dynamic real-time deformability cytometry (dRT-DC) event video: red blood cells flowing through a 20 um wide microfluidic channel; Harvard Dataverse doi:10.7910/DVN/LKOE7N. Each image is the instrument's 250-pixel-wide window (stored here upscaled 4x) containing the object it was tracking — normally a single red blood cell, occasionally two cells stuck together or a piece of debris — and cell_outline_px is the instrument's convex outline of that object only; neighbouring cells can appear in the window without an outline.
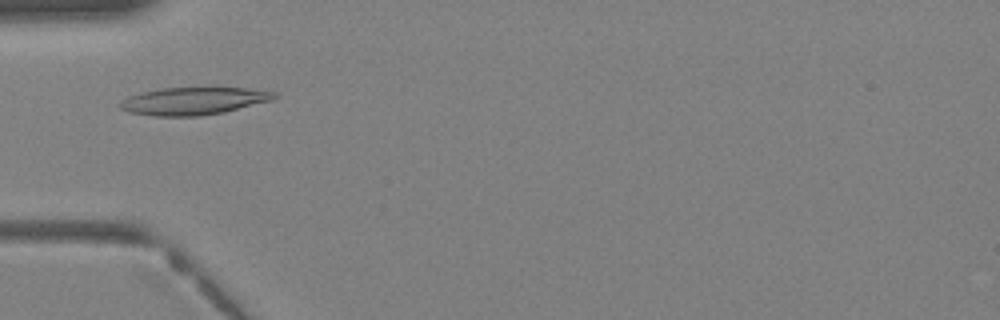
{"species": "Egyptian fruit bat (a non-hibernating species)", "species_latin": "Rousettus aegyptiacus", "temperature_condition": "warm", "stored_images_in_passage": 20, "camera_frame_rate_fps": 3000, "um_per_image_px": 0.085, "animal": {"sex": "female"}, "frame": {"image": 1, "passage_image": 1, "time_ms": 0.0, "image_size_px": [1000, 320], "cell_outline_px": [[280, 96], [272, 100], [224, 112], [196, 116], [156, 116], [128, 112], [120, 108], [120, 104], [128, 96], [160, 88], [244, 88], [280, 92]], "centroid_in_image_um": [16.51, 8.58], "position_along_channel_um": 68.5, "area_um2": 24.57}}
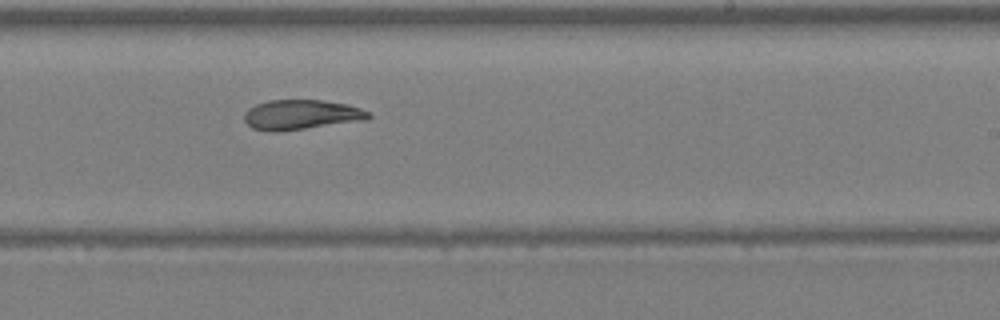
{"frame": {"image": 2, "passage_image": 12, "time_ms": 3.667, "image_size_px": [1000, 320], "cell_outline_px": [[372, 116], [368, 120], [276, 132], [272, 132], [252, 128], [244, 120], [244, 112], [248, 108], [256, 104], [268, 100], [324, 100], [344, 104], [360, 108], [368, 112]], "centroid_in_image_um": [25.59, 9.75], "position_along_channel_um": 263.4, "area_um2": 21.68}}
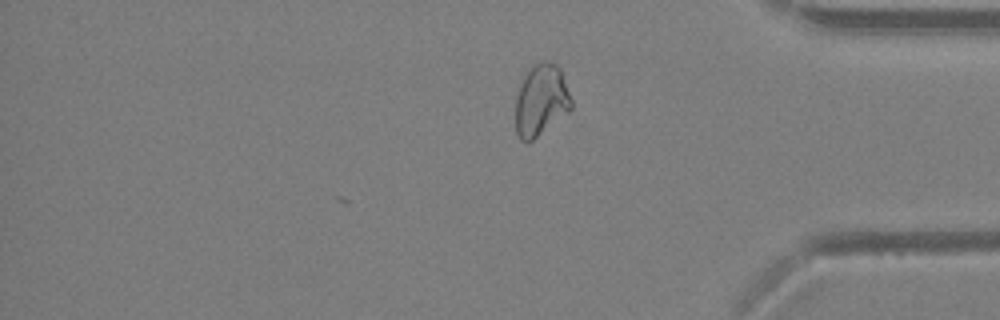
{"frame": {"image": 3, "passage_image": 20, "time_ms": 6.333, "image_size_px": [1000, 320], "cell_outline_px": [[572, 108], [568, 112], [532, 140], [520, 140], [516, 132], [516, 96], [524, 76], [540, 60], [548, 60], [556, 64], [560, 68], [572, 100]], "centroid_in_image_um": [46.0, 8.5], "position_along_channel_um": 389.2, "area_um2": 22.95}}